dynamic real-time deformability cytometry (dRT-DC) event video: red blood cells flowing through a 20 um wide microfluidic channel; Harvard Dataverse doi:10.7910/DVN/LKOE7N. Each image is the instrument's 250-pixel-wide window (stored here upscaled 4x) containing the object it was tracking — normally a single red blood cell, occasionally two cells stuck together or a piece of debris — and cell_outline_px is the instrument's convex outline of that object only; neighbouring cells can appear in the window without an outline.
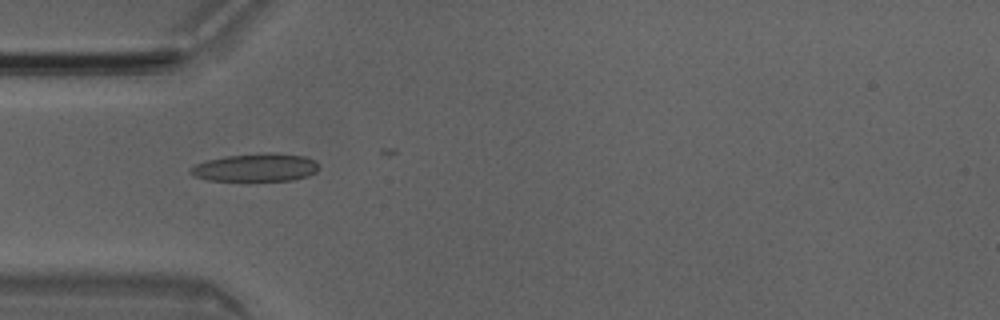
{"species": "Egyptian fruit bat (a non-hibernating species)", "species_latin": "Rousettus aegyptiacus", "temperature_condition": "room temperature", "stored_images_in_passage": 22, "camera_frame_rate_fps": 3000, "um_per_image_px": 0.085, "animal": {"sex": "male"}, "frame": {"image": 1, "passage_image": 15, "time_ms": 4.667, "image_size_px": [1000, 320], "cell_outline_px": [[320, 168], [316, 172], [308, 176], [292, 180], [244, 184], [208, 180], [196, 176], [188, 172], [196, 164], [204, 160], [224, 156], [264, 152], [276, 152], [304, 156], [316, 160]], "centroid_in_image_um": [21.74, 14.28], "position_along_channel_um": 63.3, "area_um2": 22.31}}